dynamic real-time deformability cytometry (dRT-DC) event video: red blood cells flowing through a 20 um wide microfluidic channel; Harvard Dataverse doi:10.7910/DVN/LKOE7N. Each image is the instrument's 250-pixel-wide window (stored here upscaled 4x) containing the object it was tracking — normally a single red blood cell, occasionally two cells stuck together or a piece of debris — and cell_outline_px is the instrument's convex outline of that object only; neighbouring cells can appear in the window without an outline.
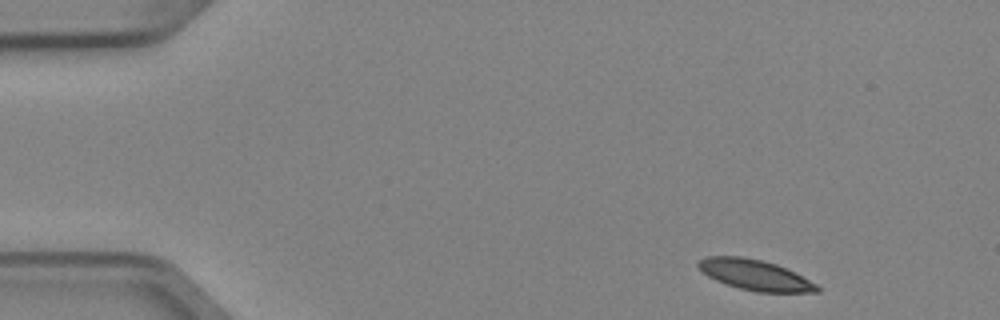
{"species": "Egyptian fruit bat (a non-hibernating species)", "species_latin": "Rousettus aegyptiacus", "temperature_condition": "cold", "stored_images_in_passage": 5, "camera_frame_rate_fps": 3000, "um_per_image_px": 0.085, "animal": {"sex": "female"}, "frame": {"image": 1, "passage_image": 1, "time_ms": 0.0, "image_size_px": [1000, 320], "cell_outline_px": [[820, 292], [756, 292], [740, 288], [716, 280], [708, 276], [696, 264], [704, 256], [740, 256], [764, 260], [776, 264], [796, 272], [816, 284], [820, 288]], "centroid_in_image_um": [64.2, 23.36], "position_along_channel_um": 20.8, "area_um2": 21.04}}
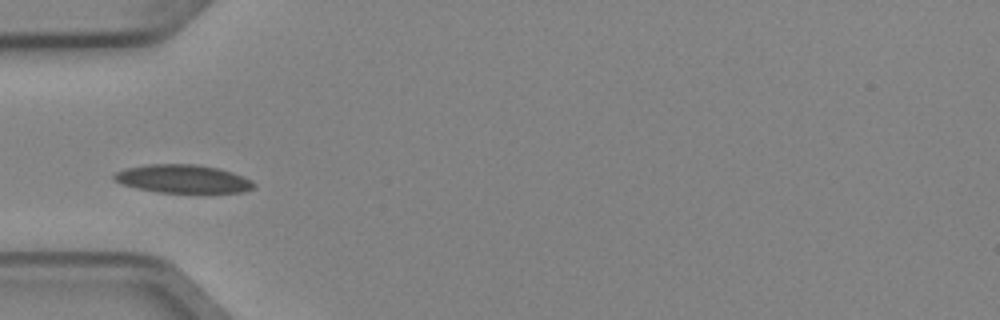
{"frame": {"image": 2, "passage_image": 4, "time_ms": 1.0, "image_size_px": [1000, 320], "cell_outline_px": [[256, 188], [244, 192], [156, 192], [136, 188], [120, 184], [112, 180], [112, 176], [116, 172], [124, 168], [148, 164], [196, 164], [220, 168], [244, 176], [252, 180], [256, 184]], "centroid_in_image_um": [15.54, 15.2], "position_along_channel_um": 69.5, "area_um2": 23.35}}
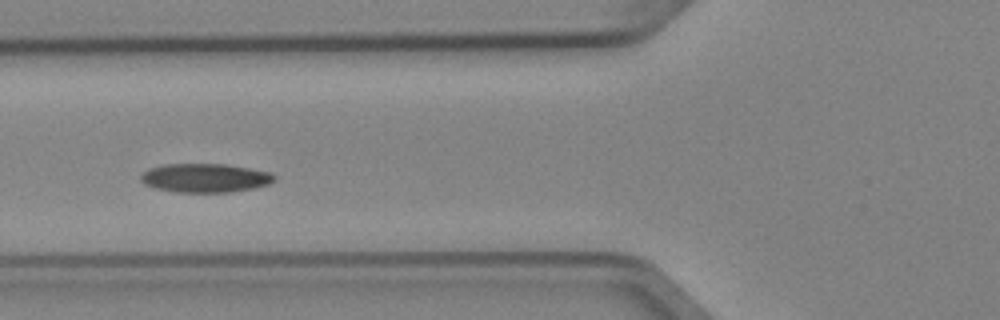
{"frame": {"image": 3, "passage_image": 5, "time_ms": 1.333, "image_size_px": [1000, 320], "cell_outline_px": [[276, 180], [268, 184], [252, 188], [228, 192], [176, 192], [156, 188], [144, 184], [140, 180], [140, 176], [148, 168], [160, 164], [224, 164], [272, 172], [276, 176]], "centroid_in_image_um": [17.42, 15.11], "position_along_channel_um": 108.4, "area_um2": 22.48}}